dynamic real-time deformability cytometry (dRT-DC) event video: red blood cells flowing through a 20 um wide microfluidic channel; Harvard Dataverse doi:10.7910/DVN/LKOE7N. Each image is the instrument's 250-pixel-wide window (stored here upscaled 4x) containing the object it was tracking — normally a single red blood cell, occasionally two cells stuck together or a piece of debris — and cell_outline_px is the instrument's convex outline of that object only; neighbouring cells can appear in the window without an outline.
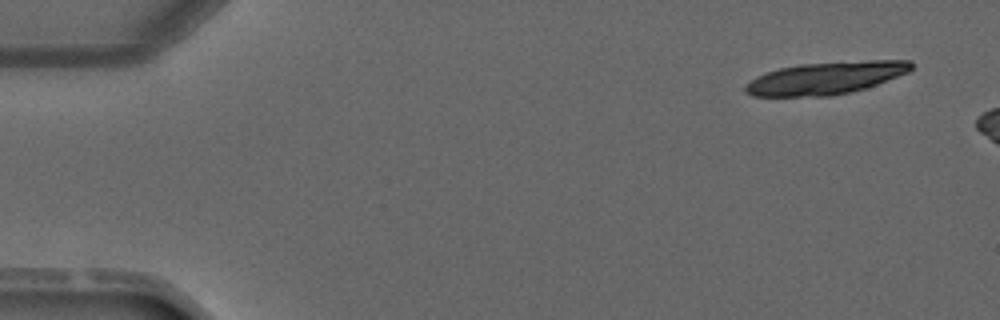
{"species": "common noctule bat (a hibernating species)", "species_latin": "Nyctalus noctula", "temperature_condition": "warm", "stored_images_in_passage": 2, "camera_frame_rate_fps": 3000, "um_per_image_px": 0.085, "animal": {"sex": "male", "forearm_length_mm": 52.5}, "frame": {"image": 1, "passage_image": 1, "time_ms": 0.0, "image_size_px": [1000, 320], "cell_outline_px": [[912, 68], [908, 72], [876, 84], [864, 88], [832, 96], [752, 96], [744, 92], [744, 88], [756, 76], [764, 72], [780, 68], [800, 64], [868, 60], [912, 60]], "centroid_in_image_um": [70.17, 6.63], "position_along_channel_um": 14.8, "area_um2": 31.15}}